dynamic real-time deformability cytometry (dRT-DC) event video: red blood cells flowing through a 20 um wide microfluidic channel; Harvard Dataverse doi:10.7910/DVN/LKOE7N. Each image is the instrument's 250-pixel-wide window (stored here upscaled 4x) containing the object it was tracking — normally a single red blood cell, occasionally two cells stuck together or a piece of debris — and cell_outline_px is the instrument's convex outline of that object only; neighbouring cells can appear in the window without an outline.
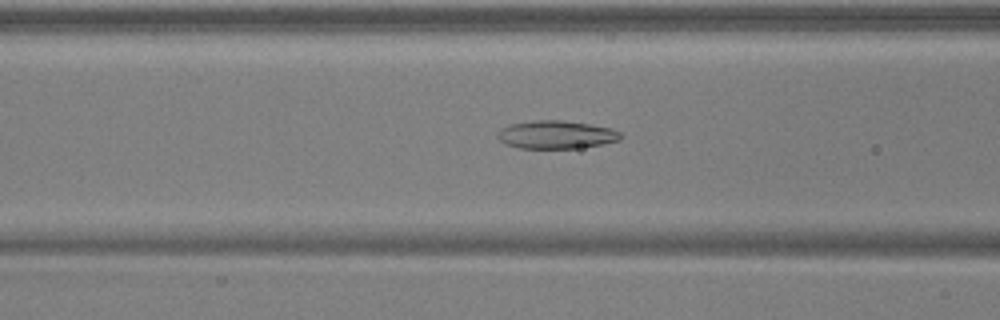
{"species": "common noctule bat (a hibernating species)", "species_latin": "Nyctalus noctula", "temperature_condition": "warm", "stored_images_in_passage": 50, "camera_frame_rate_fps": 3000, "um_per_image_px": 0.085, "animal": {"sex": "male", "body_mass_g": 17.9, "forearm_length_mm": 54.2}, "frame": {"image": 1, "passage_image": 20, "time_ms": 6.333, "image_size_px": [1000, 320], "cell_outline_px": [[620, 140], [600, 144], [576, 148], [520, 148], [504, 144], [496, 136], [500, 128], [512, 124], [536, 120], [564, 120], [588, 124], [608, 128], [620, 132]], "centroid_in_image_um": [47.22, 11.45], "position_along_channel_um": 119.4, "area_um2": 19.88}}
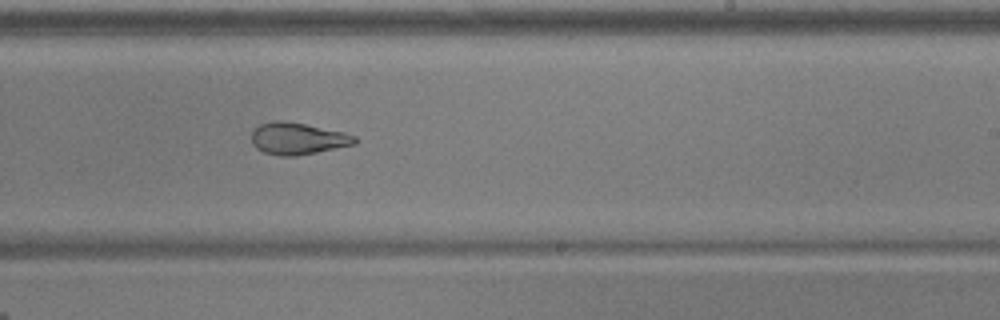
{"frame": {"image": 2, "passage_image": 31, "time_ms": 10.0, "image_size_px": [1000, 320], "cell_outline_px": [[356, 144], [296, 156], [280, 156], [264, 152], [256, 148], [252, 144], [252, 132], [260, 124], [272, 120], [284, 120], [344, 132], [356, 136]], "centroid_in_image_um": [25.29, 11.77], "position_along_channel_um": 263.7, "area_um2": 19.13}}
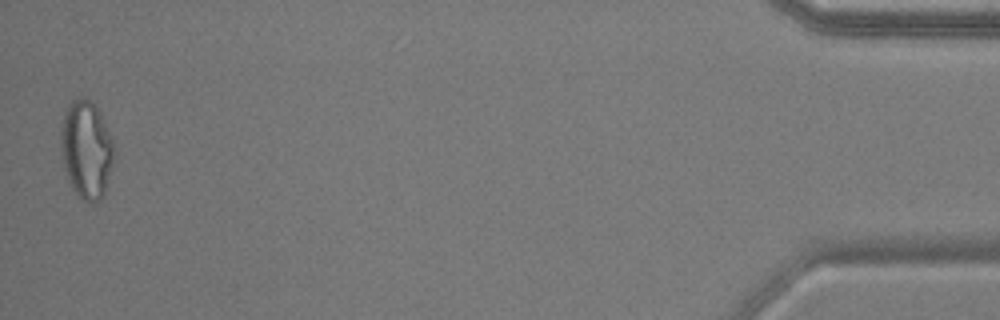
{"frame": {"image": 3, "passage_image": 50, "time_ms": 16.333, "image_size_px": [1000, 320], "cell_outline_px": [[116, 160], [104, 196], [96, 204], [92, 204], [80, 200], [72, 188], [68, 180], [64, 168], [60, 148], [60, 132], [64, 112], [68, 104], [72, 100], [80, 96], [84, 96], [100, 112], [112, 140]], "centroid_in_image_um": [7.35, 12.78], "position_along_channel_um": 427.8, "area_um2": 31.21}, "authors_computed_cell_mechanics": {"area_um2": 22.5131, "velocity_mm_per_s": 3.9388, "shape_relaxation_time_tau1_ms": null, "shape_relaxation_time_tau2_ms": 2.4873, "deformation_change_tau1": null, "deformation_change_tau2": 0.0969}}